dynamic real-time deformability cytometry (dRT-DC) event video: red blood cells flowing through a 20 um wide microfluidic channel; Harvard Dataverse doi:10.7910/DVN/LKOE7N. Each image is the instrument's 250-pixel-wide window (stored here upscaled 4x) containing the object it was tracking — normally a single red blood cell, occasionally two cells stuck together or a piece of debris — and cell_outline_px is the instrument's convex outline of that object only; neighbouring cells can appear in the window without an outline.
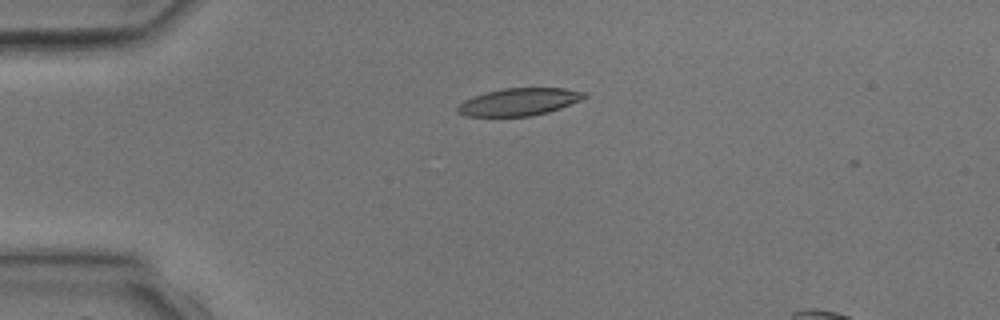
{"species": "common noctule bat (a hibernating species)", "species_latin": "Nyctalus noctula", "temperature_condition": "room temperature", "stored_images_in_passage": 2, "camera_frame_rate_fps": 3000, "um_per_image_px": 0.085, "animal": {"sex": "male", "body_mass_g": 17.9, "forearm_length_mm": 54.2}, "frame": {"image": 1, "passage_image": 1, "time_ms": 0.0, "image_size_px": [1000, 320], "cell_outline_px": [[588, 96], [580, 100], [560, 108], [548, 112], [528, 116], [464, 116], [456, 112], [456, 108], [464, 100], [488, 92], [504, 88], [564, 88], [588, 92]], "centroid_in_image_um": [44.14, 8.66], "position_along_channel_um": 40.9, "area_um2": 20.11}}